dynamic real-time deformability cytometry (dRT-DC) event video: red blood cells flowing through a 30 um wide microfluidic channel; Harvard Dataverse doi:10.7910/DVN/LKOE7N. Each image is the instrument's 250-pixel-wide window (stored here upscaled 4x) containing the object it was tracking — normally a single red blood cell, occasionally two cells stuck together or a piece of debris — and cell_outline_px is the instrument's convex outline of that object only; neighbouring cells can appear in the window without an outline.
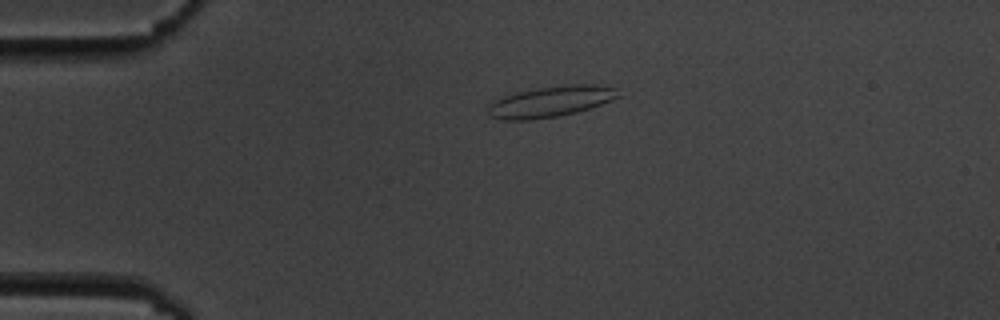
{"species": "common noctule bat (a hibernating species)", "species_latin": "Nyctalus noctula", "temperature_condition": "cold", "stored_images_in_passage": 5, "camera_frame_rate_fps": 3000, "um_per_image_px": 0.085, "animal": {"sex": "male", "body_mass_g": 19.5, "forearm_length_mm": 54.6}, "frame": {"image": 1, "passage_image": 4, "time_ms": 3.667, "image_size_px": [1000, 320], "cell_outline_px": [[620, 96], [612, 100], [576, 112], [556, 116], [528, 120], [504, 120], [492, 116], [488, 112], [488, 104], [492, 100], [516, 92], [540, 88], [568, 84], [596, 84], [616, 88]], "centroid_in_image_um": [46.79, 8.62], "position_along_channel_um": 38.2, "area_um2": 23.24}}